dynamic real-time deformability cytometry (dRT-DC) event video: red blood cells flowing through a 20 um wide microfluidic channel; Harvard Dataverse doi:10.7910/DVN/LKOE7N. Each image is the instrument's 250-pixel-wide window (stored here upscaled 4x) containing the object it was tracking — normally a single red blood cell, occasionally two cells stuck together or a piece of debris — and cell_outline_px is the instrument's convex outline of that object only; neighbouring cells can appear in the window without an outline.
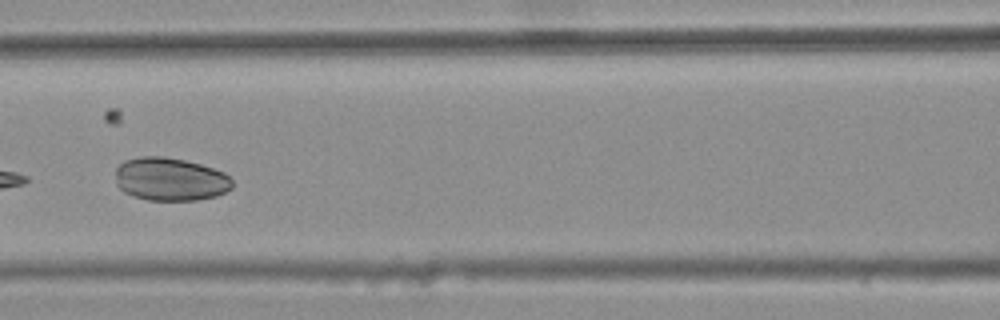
{"species": "common noctule bat (a hibernating species)", "species_latin": "Nyctalus noctula", "temperature_condition": "warm", "stored_images_in_passage": 10, "camera_frame_rate_fps": 3000, "um_per_image_px": 0.085, "animal": {"sex": "female", "body_mass_g": 25.1}, "frame": {"image": 1, "passage_image": 4, "time_ms": 1.0, "image_size_px": [1000, 320], "cell_outline_px": [[232, 188], [216, 196], [196, 200], [148, 200], [132, 196], [124, 192], [116, 184], [116, 168], [124, 160], [140, 156], [164, 156], [184, 160], [200, 164], [224, 172], [232, 180]], "centroid_in_image_um": [14.45, 15.23], "position_along_channel_um": 152.2, "area_um2": 29.48}}
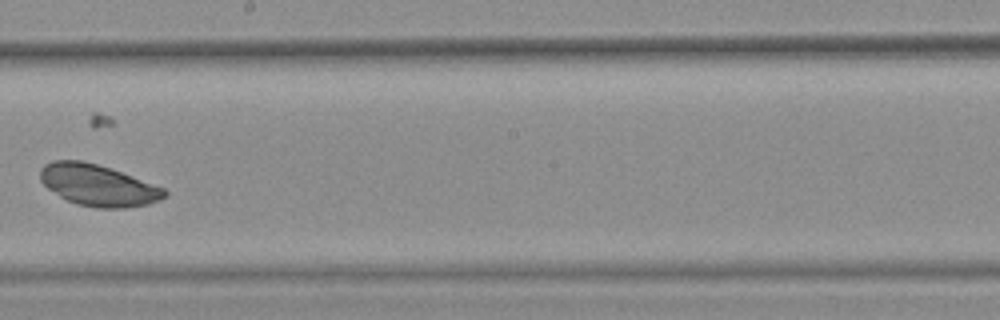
{"frame": {"image": 2, "passage_image": 6, "time_ms": 1.667, "image_size_px": [1000, 320], "cell_outline_px": [[168, 196], [148, 204], [124, 208], [96, 208], [76, 204], [60, 196], [48, 188], [40, 180], [40, 168], [44, 164], [52, 160], [80, 160], [96, 164], [120, 172], [164, 188], [168, 192]], "centroid_in_image_um": [8.31, 15.75], "position_along_channel_um": 239.9, "area_um2": 29.77}}
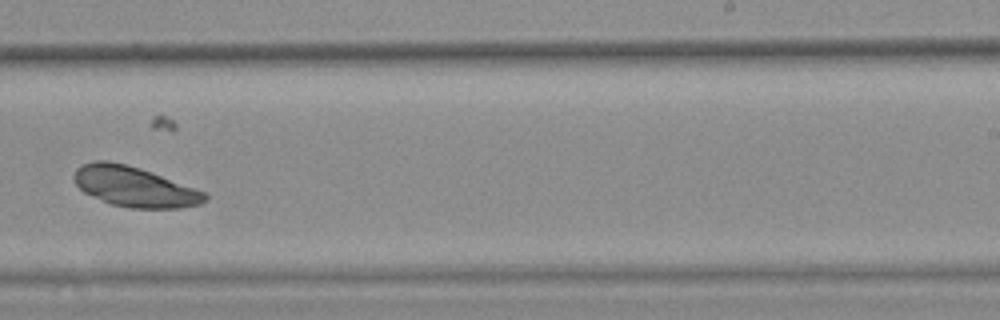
{"frame": {"image": 3, "passage_image": 7, "time_ms": 2.0, "image_size_px": [1000, 320], "cell_outline_px": [[208, 200], [200, 204], [180, 208], [132, 208], [112, 204], [92, 196], [84, 192], [76, 184], [72, 176], [76, 168], [84, 164], [96, 160], [108, 160], [140, 168], [204, 192], [208, 196]], "centroid_in_image_um": [11.4, 15.87], "position_along_channel_um": 277.6, "area_um2": 30.29}}